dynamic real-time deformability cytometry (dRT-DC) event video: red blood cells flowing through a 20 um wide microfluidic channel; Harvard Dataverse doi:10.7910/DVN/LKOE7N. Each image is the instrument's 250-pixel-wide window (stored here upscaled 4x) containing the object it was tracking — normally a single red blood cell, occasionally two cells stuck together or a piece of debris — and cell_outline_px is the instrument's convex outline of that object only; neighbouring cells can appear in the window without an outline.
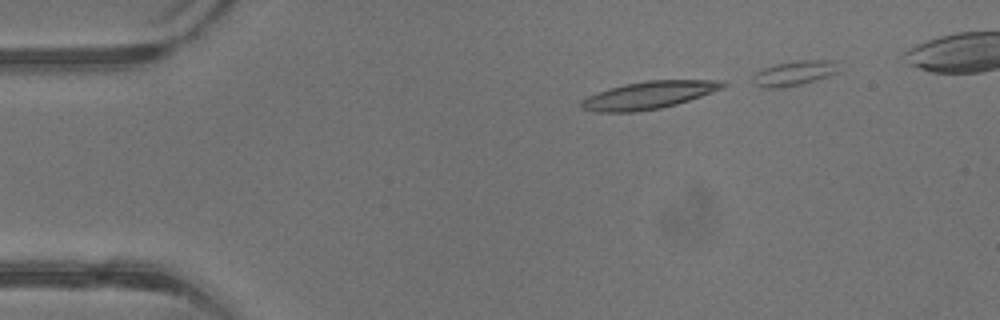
{"species": "common noctule bat (a hibernating species)", "species_latin": "Nyctalus noctula", "temperature_condition": "warm", "stored_images_in_passage": 16, "segment_of_instrument_passage": [2, 2], "camera_frame_rate_fps": 3000, "um_per_image_px": 0.085, "animal": {"sex": "male", "body_mass_g": 13.3}, "frame": {"image": 1, "passage_image": 5, "time_ms": 1.333, "image_size_px": [1000, 320], "cell_outline_px": [[728, 84], [724, 88], [676, 104], [660, 108], [636, 112], [596, 112], [580, 108], [580, 100], [588, 96], [624, 84], [648, 80], [724, 80]], "centroid_in_image_um": [55.16, 8.08], "position_along_channel_um": 29.8, "area_um2": 22.6}}
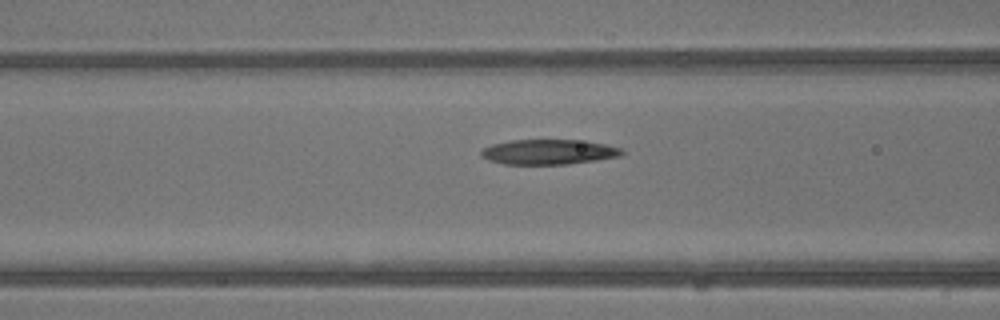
{"frame": {"image": 2, "passage_image": 14, "time_ms": 4.333, "image_size_px": [1000, 320], "cell_outline_px": [[624, 152], [620, 156], [596, 160], [568, 164], [504, 164], [488, 160], [480, 156], [480, 152], [484, 148], [492, 144], [512, 140], [576, 140], [604, 144], [620, 148]], "centroid_in_image_um": [46.59, 12.92], "position_along_channel_um": 120.0, "area_um2": 20.35}}